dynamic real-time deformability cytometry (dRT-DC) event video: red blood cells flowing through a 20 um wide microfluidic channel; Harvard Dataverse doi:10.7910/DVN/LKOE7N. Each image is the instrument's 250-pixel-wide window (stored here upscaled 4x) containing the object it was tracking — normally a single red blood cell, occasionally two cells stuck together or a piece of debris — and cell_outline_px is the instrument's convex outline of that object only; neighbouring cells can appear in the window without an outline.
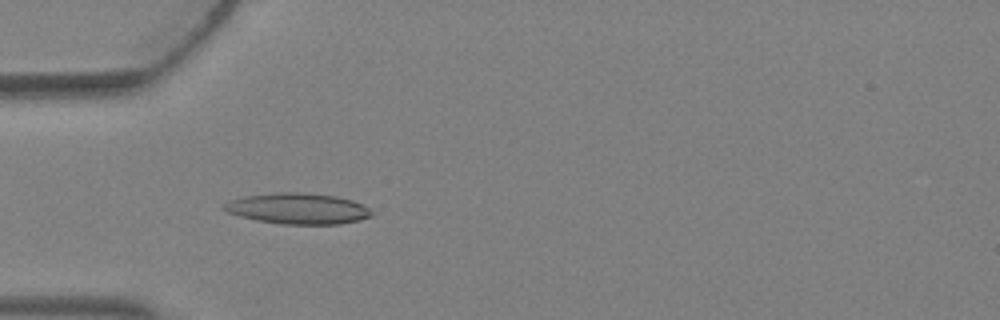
{"species": "Egyptian fruit bat (a non-hibernating species)", "species_latin": "Rousettus aegyptiacus", "temperature_condition": "warm", "stored_images_in_passage": 2, "camera_frame_rate_fps": 3000, "um_per_image_px": 0.085, "animal": {"sex": "female"}, "frame": {"image": 1, "passage_image": 1, "time_ms": 0.0, "image_size_px": [1000, 320], "cell_outline_px": [[372, 216], [360, 220], [340, 224], [284, 224], [256, 220], [240, 216], [228, 212], [220, 208], [228, 200], [244, 196], [276, 192], [304, 192], [336, 196], [352, 200], [364, 204], [372, 212]], "centroid_in_image_um": [25.31, 17.72], "position_along_channel_um": 59.7, "area_um2": 26.76}}
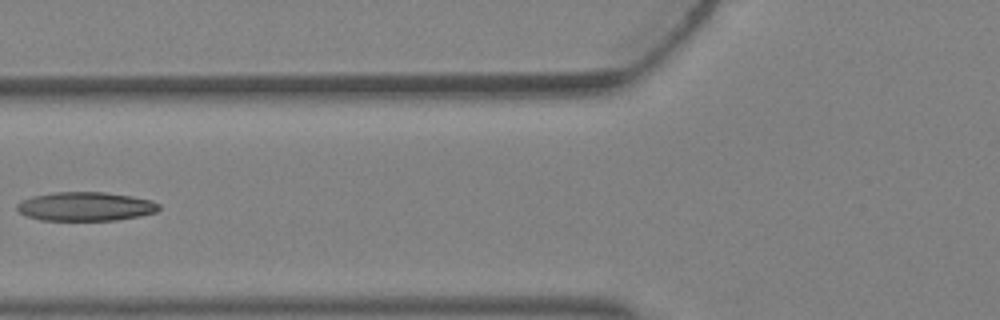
{"frame": {"image": 2, "passage_image": 2, "time_ms": 0.333, "image_size_px": [1000, 320], "cell_outline_px": [[160, 208], [156, 212], [140, 216], [116, 220], [40, 220], [28, 216], [20, 212], [16, 208], [16, 204], [20, 200], [32, 196], [56, 192], [104, 192], [132, 196], [152, 200], [160, 204]], "centroid_in_image_um": [7.28, 17.54], "position_along_channel_um": 118.5, "area_um2": 23.99}}